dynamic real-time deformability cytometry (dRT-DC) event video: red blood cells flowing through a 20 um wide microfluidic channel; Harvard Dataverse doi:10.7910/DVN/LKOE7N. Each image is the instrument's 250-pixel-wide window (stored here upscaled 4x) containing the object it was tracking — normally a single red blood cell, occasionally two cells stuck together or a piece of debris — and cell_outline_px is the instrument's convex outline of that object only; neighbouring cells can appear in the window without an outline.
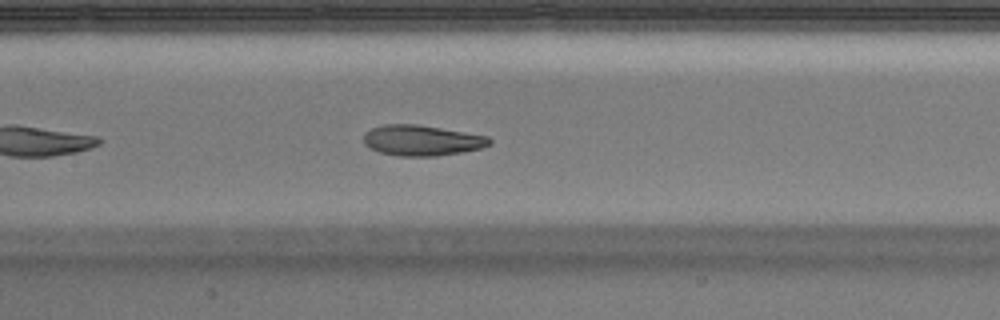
{"species": "Egyptian fruit bat (a non-hibernating species)", "species_latin": "Rousettus aegyptiacus", "temperature_condition": "warm", "stored_images_in_passage": 19, "camera_frame_rate_fps": 3000, "um_per_image_px": 0.085, "animal": {"sex": "male"}, "frame": {"image": 1, "passage_image": 11, "time_ms": 3.333, "image_size_px": [1000, 320], "cell_outline_px": [[492, 144], [480, 148], [460, 152], [436, 156], [400, 156], [380, 152], [364, 144], [364, 132], [372, 128], [384, 124], [420, 124], [488, 136], [492, 140]], "centroid_in_image_um": [35.86, 11.92], "position_along_channel_um": 171.5, "area_um2": 22.43}}